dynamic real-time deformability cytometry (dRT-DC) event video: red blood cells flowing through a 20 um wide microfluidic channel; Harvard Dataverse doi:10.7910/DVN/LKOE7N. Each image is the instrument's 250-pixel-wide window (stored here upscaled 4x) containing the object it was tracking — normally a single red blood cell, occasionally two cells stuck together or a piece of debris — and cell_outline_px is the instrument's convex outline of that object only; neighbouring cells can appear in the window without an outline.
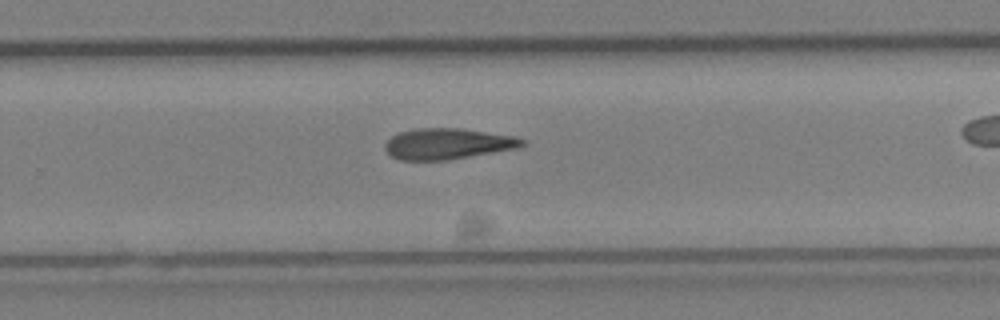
{"species": "Egyptian fruit bat (a non-hibernating species)", "species_latin": "Rousettus aegyptiacus", "temperature_condition": "cold", "stored_images_in_passage": 20, "camera_frame_rate_fps": 3000, "um_per_image_px": 0.085, "animal": {"sex": "female"}, "frame": {"image": 1, "passage_image": 15, "time_ms": 4.667, "image_size_px": [1000, 320], "cell_outline_px": [[524, 144], [520, 148], [448, 160], [400, 160], [392, 156], [384, 148], [384, 144], [392, 136], [400, 132], [416, 128], [456, 128], [512, 136], [524, 140]], "centroid_in_image_um": [38.03, 12.23], "position_along_channel_um": 291.8, "area_um2": 24.51}}